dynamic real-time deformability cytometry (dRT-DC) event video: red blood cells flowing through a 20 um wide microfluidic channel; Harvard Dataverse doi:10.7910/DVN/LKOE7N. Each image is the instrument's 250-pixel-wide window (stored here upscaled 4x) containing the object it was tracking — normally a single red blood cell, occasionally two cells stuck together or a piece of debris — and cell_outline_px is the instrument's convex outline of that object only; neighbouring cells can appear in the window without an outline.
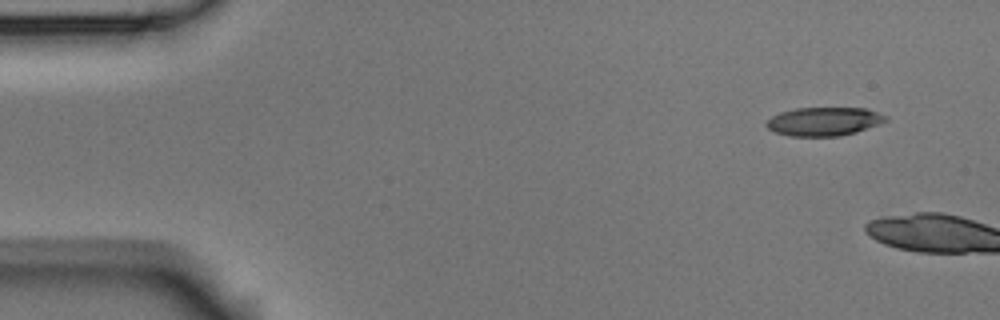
{"species": "Egyptian fruit bat (a non-hibernating species)", "species_latin": "Rousettus aegyptiacus", "temperature_condition": "room temperature", "stored_images_in_passage": 2, "camera_frame_rate_fps": 3000, "um_per_image_px": 0.085, "animal": {"sex": "male"}, "frame": {"image": 1, "passage_image": 1, "time_ms": 0.0, "image_size_px": [1000, 320], "cell_outline_px": [[888, 120], [856, 132], [840, 136], [788, 136], [776, 132], [768, 128], [764, 124], [772, 116], [780, 112], [796, 108], [864, 108], [888, 116]], "centroid_in_image_um": [70.02, 10.32], "position_along_channel_um": 15.0, "area_um2": 19.77}}